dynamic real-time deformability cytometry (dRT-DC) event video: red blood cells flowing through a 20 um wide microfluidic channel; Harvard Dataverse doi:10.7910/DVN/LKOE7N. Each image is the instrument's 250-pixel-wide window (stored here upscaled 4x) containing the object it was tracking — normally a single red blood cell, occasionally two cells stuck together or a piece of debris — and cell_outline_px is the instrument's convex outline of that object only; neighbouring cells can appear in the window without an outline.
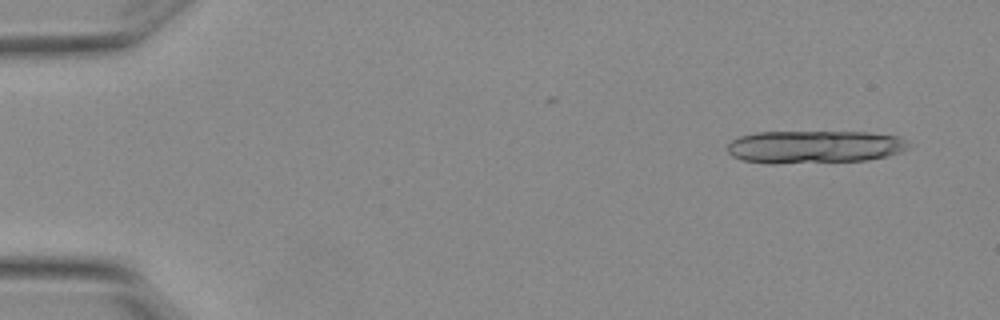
{"species": "Egyptian fruit bat (a non-hibernating species)", "species_latin": "Rousettus aegyptiacus", "temperature_condition": "warm", "stored_images_in_passage": 5, "segment_of_instrument_passage": [1, 2], "camera_frame_rate_fps": 3000, "um_per_image_px": 0.085, "animal": {"sex": "female"}, "frame": {"image": 1, "passage_image": 1, "time_ms": 0.0, "image_size_px": [1000, 320], "cell_outline_px": [[908, 148], [900, 152], [888, 156], [868, 160], [772, 164], [768, 164], [744, 160], [732, 156], [728, 152], [728, 144], [732, 140], [740, 136], [756, 132], [868, 132], [900, 136], [908, 140]], "centroid_in_image_um": [69.25, 12.48], "position_along_channel_um": 15.8, "area_um2": 34.85}}